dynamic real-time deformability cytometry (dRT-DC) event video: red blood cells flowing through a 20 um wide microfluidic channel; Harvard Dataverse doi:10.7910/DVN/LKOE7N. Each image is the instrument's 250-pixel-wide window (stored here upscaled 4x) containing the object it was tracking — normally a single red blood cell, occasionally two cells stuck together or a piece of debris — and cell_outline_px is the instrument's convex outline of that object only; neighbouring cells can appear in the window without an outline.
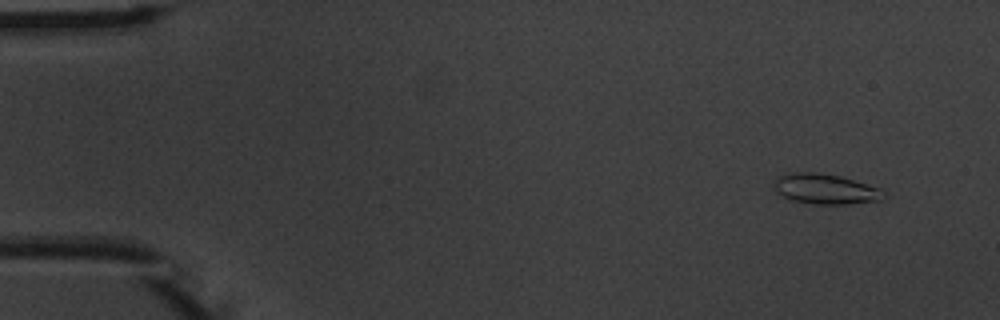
{"species": "common noctule bat (a hibernating species)", "species_latin": "Nyctalus noctula", "temperature_condition": "warm", "stored_images_in_passage": 5, "camera_frame_rate_fps": 3000, "um_per_image_px": 0.085, "animal": {"sex": "male", "body_mass_g": 20.1, "forearm_length_mm": 53.5}, "frame": {"image": 1, "passage_image": 1, "time_ms": 0.0, "image_size_px": [1000, 320], "cell_outline_px": [[888, 196], [880, 200], [848, 204], [812, 204], [792, 200], [776, 192], [772, 180], [776, 176], [796, 172], [816, 172], [840, 176], [880, 188]], "centroid_in_image_um": [70.14, 16.06], "position_along_channel_um": 14.9, "area_um2": 19.42}}
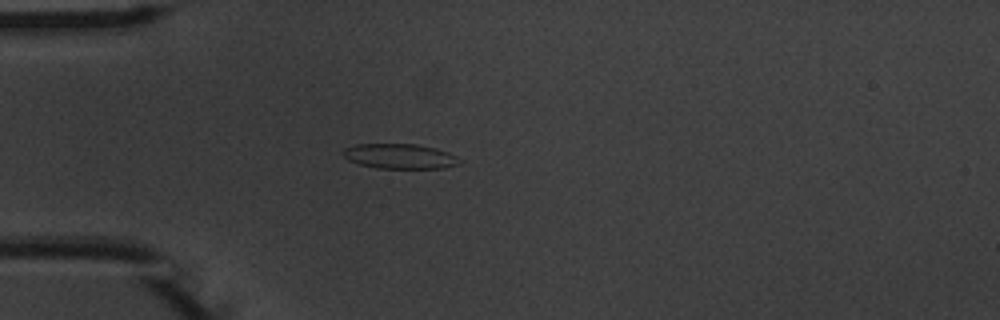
{"frame": {"image": 2, "passage_image": 4, "time_ms": 3.667, "image_size_px": [1000, 320], "cell_outline_px": [[460, 164], [444, 168], [376, 168], [360, 164], [348, 160], [340, 152], [344, 148], [356, 144], [416, 144], [436, 148], [448, 152], [456, 156], [460, 160]], "centroid_in_image_um": [33.97, 13.28], "position_along_channel_um": 51.0, "area_um2": 16.99}}